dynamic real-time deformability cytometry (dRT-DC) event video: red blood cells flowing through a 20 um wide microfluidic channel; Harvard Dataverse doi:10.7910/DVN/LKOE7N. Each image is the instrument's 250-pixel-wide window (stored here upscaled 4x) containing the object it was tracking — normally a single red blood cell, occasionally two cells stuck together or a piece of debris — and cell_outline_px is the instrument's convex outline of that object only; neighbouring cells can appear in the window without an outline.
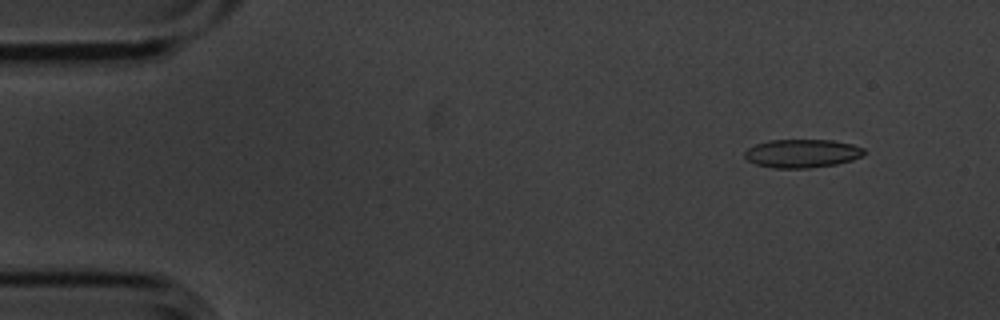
{"species": "common noctule bat (a hibernating species)", "species_latin": "Nyctalus noctula", "temperature_condition": "cold", "stored_images_in_passage": 4, "camera_frame_rate_fps": 3000, "um_per_image_px": 0.085, "animal": {"sex": "male", "body_mass_g": 20.1, "forearm_length_mm": 53.5}, "frame": {"image": 1, "passage_image": 2, "time_ms": 0.333, "image_size_px": [1000, 320], "cell_outline_px": [[864, 152], [860, 156], [852, 160], [836, 164], [808, 168], [772, 168], [756, 164], [748, 160], [744, 156], [744, 152], [748, 148], [756, 144], [768, 140], [832, 140], [852, 144], [864, 148]], "centroid_in_image_um": [68.15, 13.04], "position_along_channel_um": 16.9, "area_um2": 19.71}}
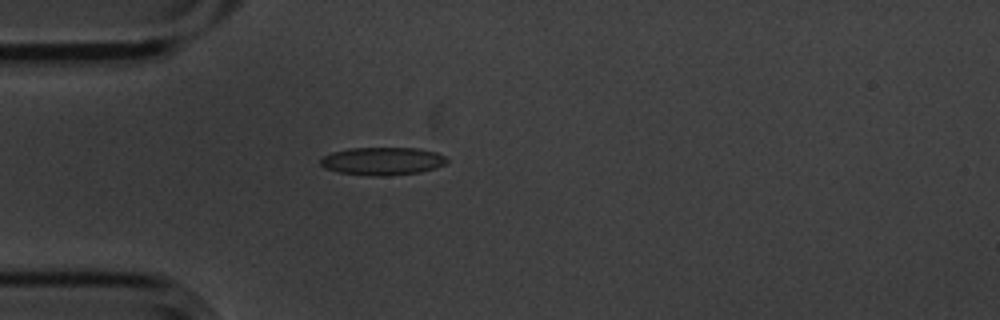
{"frame": {"image": 2, "passage_image": 4, "time_ms": 1.0, "image_size_px": [1000, 320], "cell_outline_px": [[448, 160], [444, 164], [436, 168], [420, 172], [384, 176], [368, 176], [336, 172], [324, 168], [320, 164], [320, 160], [324, 156], [332, 152], [348, 148], [416, 148], [436, 152], [444, 156]], "centroid_in_image_um": [32.48, 13.7], "position_along_channel_um": 52.5, "area_um2": 20.63}}